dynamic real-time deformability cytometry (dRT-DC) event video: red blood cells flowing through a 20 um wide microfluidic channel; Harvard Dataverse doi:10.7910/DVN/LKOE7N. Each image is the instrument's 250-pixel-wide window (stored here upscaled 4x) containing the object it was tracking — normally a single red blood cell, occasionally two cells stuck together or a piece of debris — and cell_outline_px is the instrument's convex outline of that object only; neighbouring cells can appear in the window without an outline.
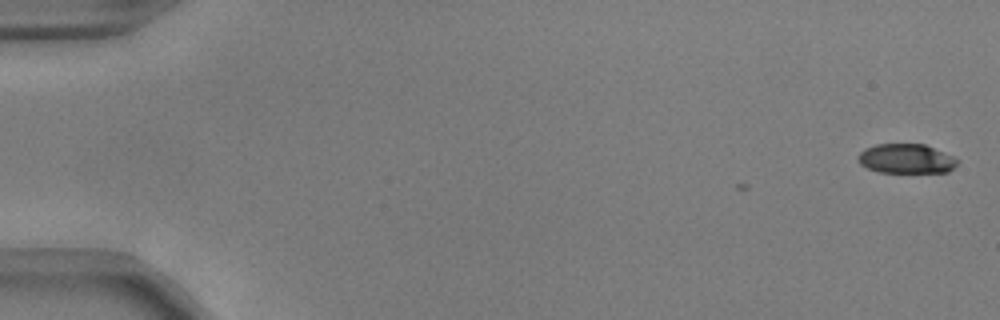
{"species": "common noctule bat (a hibernating species)", "species_latin": "Nyctalus noctula", "temperature_condition": "warm", "stored_images_in_passage": 2, "camera_frame_rate_fps": 3000, "um_per_image_px": 0.085, "animal": {"sex": "male", "body_mass_g": 17.9, "forearm_length_mm": 54.2}, "frame": {"image": 1, "passage_image": 2, "time_ms": 0.333, "image_size_px": [1000, 320], "cell_outline_px": [[960, 160], [948, 172], [880, 172], [868, 168], [860, 164], [856, 156], [864, 148], [876, 144], [924, 144], [952, 156]], "centroid_in_image_um": [76.99, 13.48], "position_along_channel_um": 8.0, "area_um2": 16.99}}